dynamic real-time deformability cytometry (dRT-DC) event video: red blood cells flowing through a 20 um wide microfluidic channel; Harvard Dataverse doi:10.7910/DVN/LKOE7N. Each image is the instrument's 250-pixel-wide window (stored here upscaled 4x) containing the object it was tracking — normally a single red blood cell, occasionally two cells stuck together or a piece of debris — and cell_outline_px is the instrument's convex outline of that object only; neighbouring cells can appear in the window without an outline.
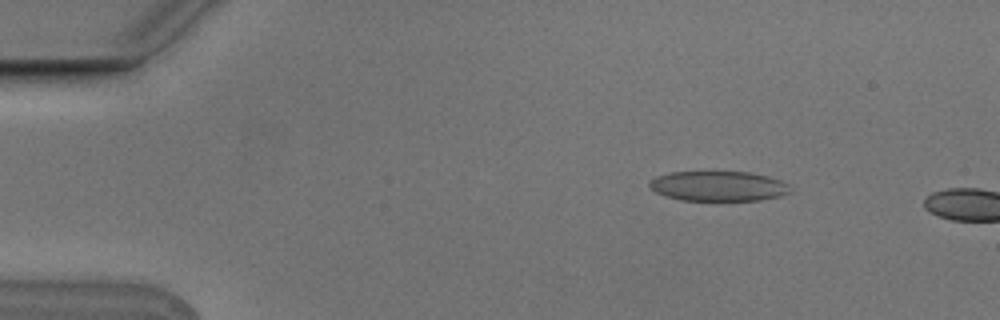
{"species": "Egyptian fruit bat (a non-hibernating species)", "species_latin": "Rousettus aegyptiacus", "temperature_condition": "cold", "stored_images_in_passage": 3, "camera_frame_rate_fps": 3000, "um_per_image_px": 0.085, "animal": {"sex": "male"}, "frame": {"image": 1, "passage_image": 2, "time_ms": 0.333, "image_size_px": [1000, 320], "cell_outline_px": [[788, 192], [780, 196], [760, 200], [680, 200], [664, 196], [656, 192], [648, 184], [648, 180], [656, 176], [672, 172], [752, 172], [768, 176], [780, 180], [788, 184]], "centroid_in_image_um": [61.02, 15.81], "position_along_channel_um": 24.0, "area_um2": 24.51}}